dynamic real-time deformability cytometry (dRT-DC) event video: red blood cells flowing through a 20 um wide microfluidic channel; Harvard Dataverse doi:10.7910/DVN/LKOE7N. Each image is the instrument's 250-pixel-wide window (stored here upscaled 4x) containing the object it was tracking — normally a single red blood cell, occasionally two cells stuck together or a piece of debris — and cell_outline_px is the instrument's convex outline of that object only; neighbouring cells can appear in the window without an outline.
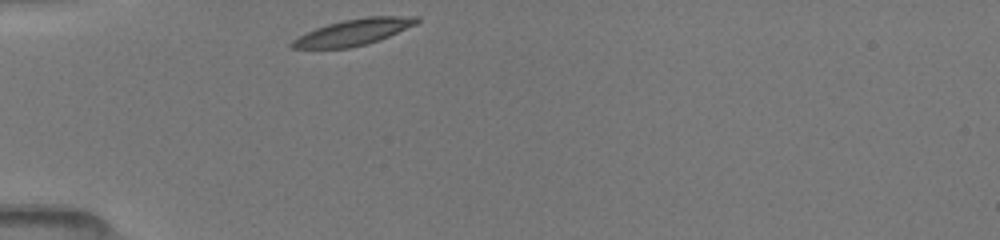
{"species": "common noctule bat (a hibernating species)", "species_latin": "Nyctalus noctula", "temperature_condition": "room temperature", "stored_images_in_passage": 30, "camera_frame_rate_fps": 3000, "um_per_image_px": 0.085, "animal": {"sex": "female", "body_mass_g": 19.5, "forearm_length_mm": 54.1}, "frame": {"image": 1, "passage_image": 1, "time_ms": 0.0, "image_size_px": [1000, 240], "cell_outline_px": [[420, 20], [416, 24], [380, 40], [368, 44], [348, 48], [292, 48], [288, 44], [292, 40], [316, 28], [328, 24], [344, 20], [368, 16], [420, 16]], "centroid_in_image_um": [30.08, 2.73], "position_along_channel_um": 54.9, "area_um2": 18.96}}
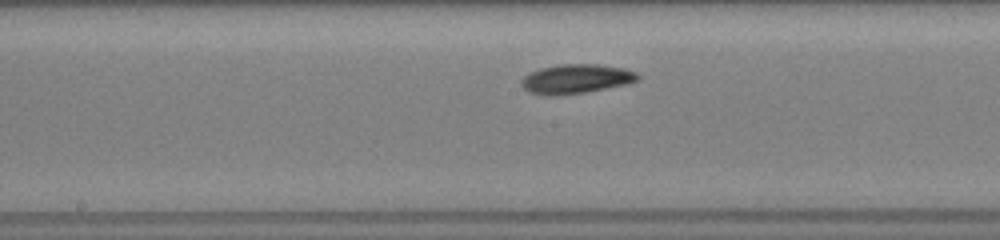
{"frame": {"image": 2, "passage_image": 13, "time_ms": 4.0, "image_size_px": [1000, 240], "cell_outline_px": [[640, 80], [628, 84], [584, 92], [560, 96], [544, 96], [528, 92], [520, 84], [520, 80], [524, 76], [540, 68], [560, 64], [600, 64], [624, 68], [636, 72], [640, 76]], "centroid_in_image_um": [48.96, 6.71], "position_along_channel_um": 199.2, "area_um2": 20.17}}
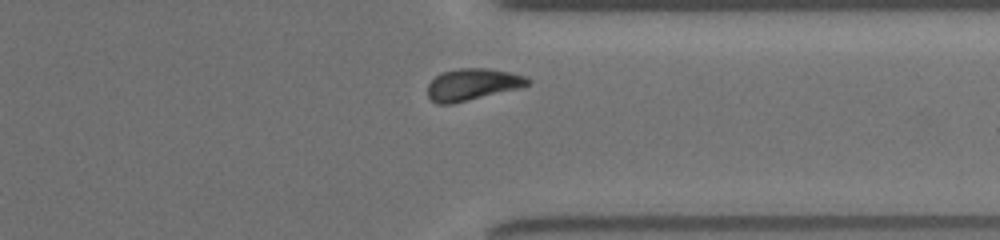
{"frame": {"image": 3, "passage_image": 26, "time_ms": 8.333, "image_size_px": [1000, 240], "cell_outline_px": [[532, 84], [520, 88], [452, 104], [436, 104], [428, 96], [428, 84], [440, 72], [460, 68], [488, 68], [528, 76], [532, 80]], "centroid_in_image_um": [40.2, 7.17], "position_along_channel_um": 371.2, "area_um2": 18.73}, "authors_computed_cell_mechanics": {"area_um2": 18.8428, "velocity_mm_per_s": 3.9682, "shape_relaxation_time_tau1_ms": 1.8645, "shape_relaxation_time_tau2_ms": 6.745, "deformation_change_tau1": 0.0932, "deformation_change_tau2": 0.1046}}